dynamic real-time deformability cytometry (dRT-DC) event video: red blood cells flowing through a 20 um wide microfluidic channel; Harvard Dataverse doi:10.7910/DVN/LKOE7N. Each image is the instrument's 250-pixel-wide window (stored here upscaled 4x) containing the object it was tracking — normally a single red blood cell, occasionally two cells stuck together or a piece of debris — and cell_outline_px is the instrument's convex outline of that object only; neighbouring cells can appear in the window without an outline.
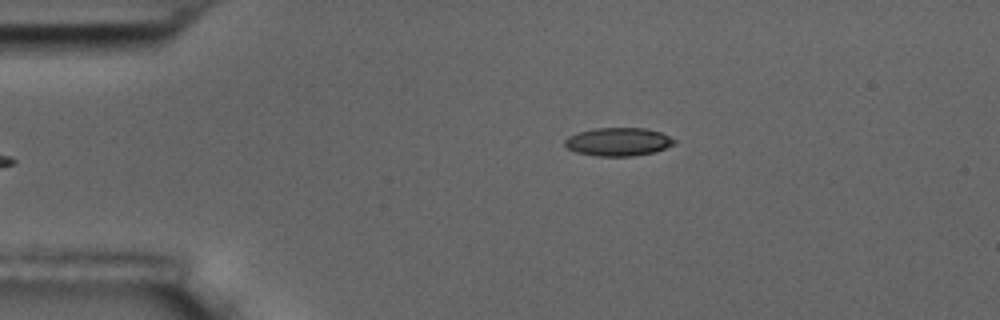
{"species": "common noctule bat (a hibernating species)", "species_latin": "Nyctalus noctula", "temperature_condition": "room temperature", "stored_images_in_passage": 5, "segment_of_instrument_passage": [2, 2], "camera_frame_rate_fps": 3000, "um_per_image_px": 0.085, "animal": {"sex": "male", "body_mass_g": 17.5, "forearm_length_mm": 52.3}, "frame": {"image": 1, "passage_image": 5, "time_ms": 5.667, "image_size_px": [1000, 320], "cell_outline_px": [[676, 140], [672, 144], [656, 152], [632, 156], [596, 156], [576, 152], [568, 148], [564, 144], [564, 140], [568, 136], [576, 132], [592, 128], [644, 128], [660, 132]], "centroid_in_image_um": [52.5, 12.05], "position_along_channel_um": 32.5, "area_um2": 18.03}}